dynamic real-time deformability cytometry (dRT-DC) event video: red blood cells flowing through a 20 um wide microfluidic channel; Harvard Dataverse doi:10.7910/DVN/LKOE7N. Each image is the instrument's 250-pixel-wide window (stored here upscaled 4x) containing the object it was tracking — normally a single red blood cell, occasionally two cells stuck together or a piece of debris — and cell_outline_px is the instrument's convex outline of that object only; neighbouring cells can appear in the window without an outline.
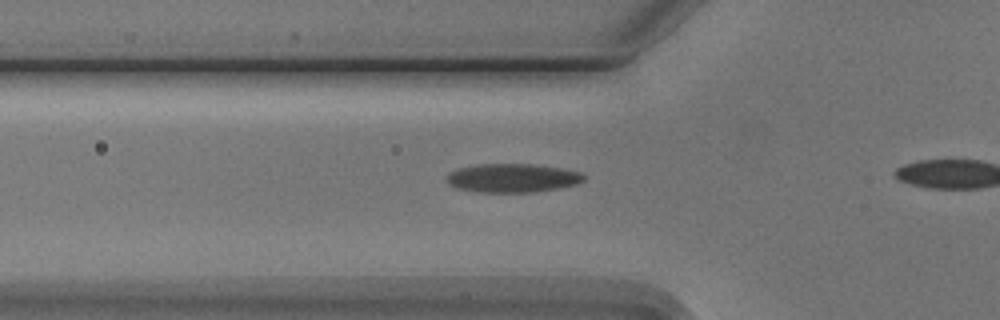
{"species": "Egyptian fruit bat (a non-hibernating species)", "species_latin": "Rousettus aegyptiacus", "temperature_condition": "cold", "stored_images_in_passage": 4, "camera_frame_rate_fps": 3000, "um_per_image_px": 0.085, "animal": {"sex": "male"}, "frame": {"image": 1, "passage_image": 4, "time_ms": 3.667, "image_size_px": [1000, 320], "cell_outline_px": [[584, 180], [576, 184], [560, 188], [532, 192], [476, 192], [456, 188], [448, 184], [448, 172], [460, 168], [480, 164], [532, 164], [560, 168], [580, 172], [584, 176]], "centroid_in_image_um": [43.55, 15.13], "position_along_channel_um": 82.3, "area_um2": 22.83}}